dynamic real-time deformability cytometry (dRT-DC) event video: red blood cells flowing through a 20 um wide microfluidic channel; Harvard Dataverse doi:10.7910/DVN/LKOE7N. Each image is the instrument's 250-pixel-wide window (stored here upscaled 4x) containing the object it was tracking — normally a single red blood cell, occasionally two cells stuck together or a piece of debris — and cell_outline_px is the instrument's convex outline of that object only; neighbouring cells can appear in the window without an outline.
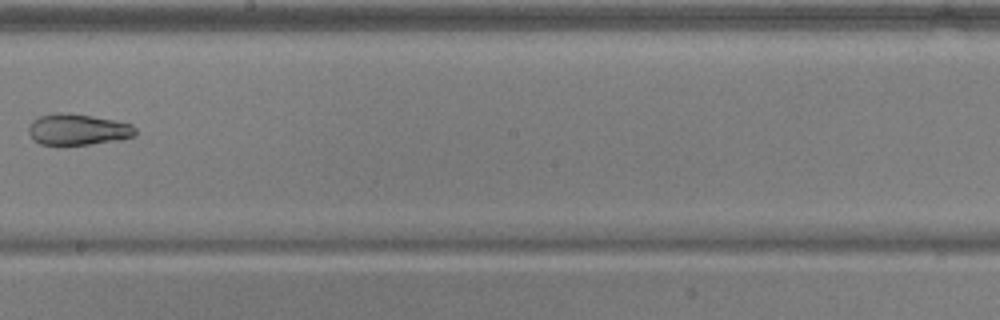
{"species": "common noctule bat (a hibernating species)", "species_latin": "Nyctalus noctula", "temperature_condition": "warm", "stored_images_in_passage": 8, "camera_frame_rate_fps": 3000, "um_per_image_px": 0.085, "animal": {"sex": "male", "body_mass_g": 17.9, "forearm_length_mm": 54.2}, "frame": {"image": 1, "passage_image": 7, "time_ms": 2.0, "image_size_px": [1000, 320], "cell_outline_px": [[136, 136], [120, 140], [88, 144], [40, 144], [28, 132], [28, 128], [32, 120], [40, 116], [56, 112], [68, 112], [116, 120], [132, 124], [136, 128]], "centroid_in_image_um": [6.66, 10.99], "position_along_channel_um": 241.5, "area_um2": 19.42}}
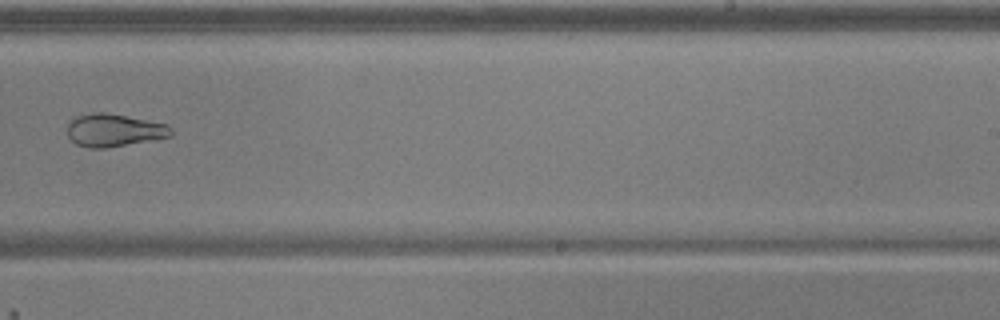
{"frame": {"image": 2, "passage_image": 8, "time_ms": 2.333, "image_size_px": [1000, 320], "cell_outline_px": [[172, 136], [104, 148], [88, 148], [76, 144], [68, 136], [68, 124], [76, 116], [92, 112], [104, 112], [168, 124], [172, 128]], "centroid_in_image_um": [9.68, 11.06], "position_along_channel_um": 279.3, "area_um2": 19.59}}